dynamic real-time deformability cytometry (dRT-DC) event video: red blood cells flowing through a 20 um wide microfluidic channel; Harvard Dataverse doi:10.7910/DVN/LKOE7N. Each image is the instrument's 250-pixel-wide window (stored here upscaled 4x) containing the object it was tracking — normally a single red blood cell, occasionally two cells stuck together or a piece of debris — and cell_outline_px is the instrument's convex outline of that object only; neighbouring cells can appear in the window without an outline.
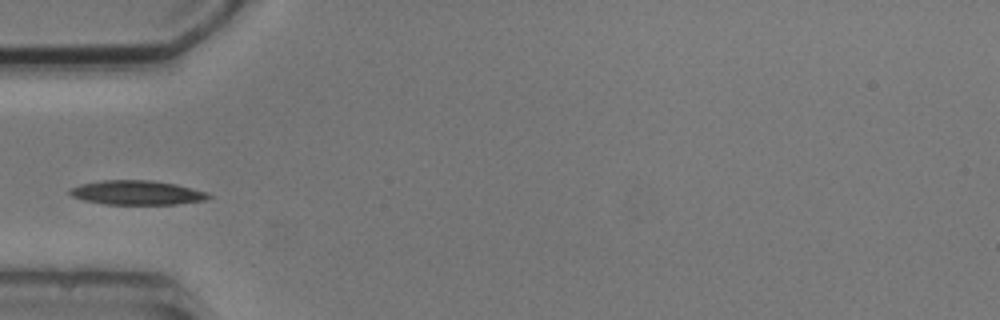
{"species": "common noctule bat (a hibernating species)", "species_latin": "Nyctalus noctula", "temperature_condition": "cold", "stored_images_in_passage": 4, "camera_frame_rate_fps": 3000, "um_per_image_px": 0.085, "animal": {"sex": "male", "body_mass_g": 20.5, "forearm_length_mm": 52.5}, "frame": {"image": 1, "passage_image": 4, "time_ms": 3.333, "image_size_px": [1000, 320], "cell_outline_px": [[212, 196], [208, 200], [176, 204], [104, 204], [84, 200], [72, 196], [68, 192], [68, 188], [80, 184], [100, 180], [152, 180], [176, 184], [208, 192]], "centroid_in_image_um": [11.64, 16.37], "position_along_channel_um": 73.4, "area_um2": 19.83}}